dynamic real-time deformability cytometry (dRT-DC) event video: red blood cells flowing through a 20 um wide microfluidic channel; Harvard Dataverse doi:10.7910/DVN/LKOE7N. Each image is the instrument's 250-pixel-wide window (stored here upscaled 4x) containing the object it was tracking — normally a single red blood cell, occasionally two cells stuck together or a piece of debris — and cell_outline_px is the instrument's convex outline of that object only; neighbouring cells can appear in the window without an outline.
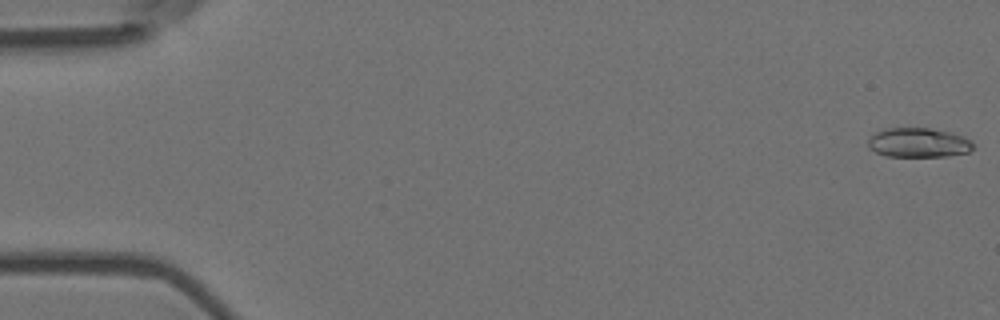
{"species": "Egyptian fruit bat (a non-hibernating species)", "species_latin": "Rousettus aegyptiacus", "temperature_condition": "room temperature", "stored_images_in_passage": 56, "camera_frame_rate_fps": 3000, "um_per_image_px": 0.085, "animal": {"sex": "female"}, "frame": {"image": 1, "passage_image": 1, "time_ms": 0.0, "image_size_px": [1000, 320], "cell_outline_px": [[972, 148], [968, 152], [948, 156], [888, 156], [876, 152], [868, 148], [868, 140], [876, 132], [884, 128], [928, 128], [952, 132], [964, 136], [972, 140]], "centroid_in_image_um": [78.08, 12.12], "position_along_channel_um": 6.9, "area_um2": 18.03}}
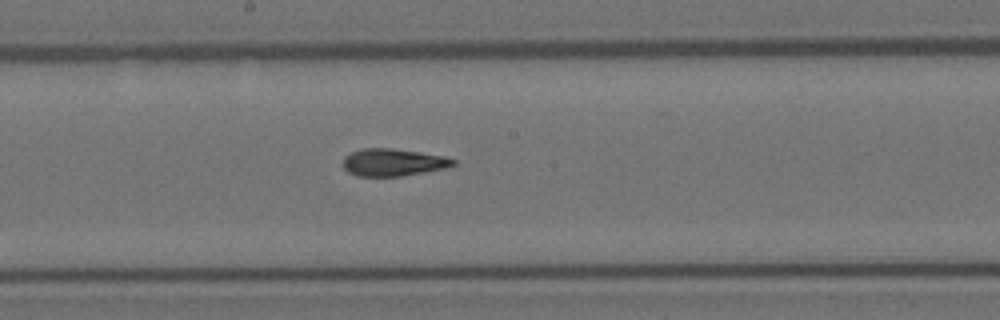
{"frame": {"image": 2, "passage_image": 30, "time_ms": 9.667, "image_size_px": [1000, 320], "cell_outline_px": [[456, 164], [444, 168], [400, 176], [356, 176], [348, 172], [344, 168], [344, 156], [352, 152], [364, 148], [392, 148], [444, 156], [456, 160]], "centroid_in_image_um": [33.39, 13.8], "position_along_channel_um": 214.8, "area_um2": 17.34}}
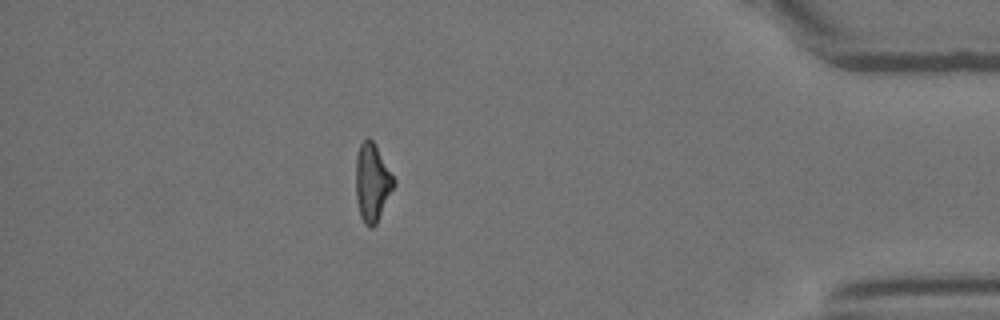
{"frame": {"image": 3, "passage_image": 49, "time_ms": 16.0, "image_size_px": [1000, 320], "cell_outline_px": [[396, 184], [376, 224], [372, 228], [368, 228], [364, 224], [360, 216], [356, 200], [356, 156], [360, 144], [368, 136], [372, 140], [396, 180]], "centroid_in_image_um": [31.64, 15.54], "position_along_channel_um": 403.6, "area_um2": 17.34}, "authors_computed_cell_mechanics": {"area_um2": 17.6868, "velocity_mm_per_s": 3.676, "shape_relaxation_time_tau1_ms": 9.1865, "shape_relaxation_time_tau2_ms": 2.7879, "deformation_change_tau1": 0.235, "deformation_change_tau2": 0.1074}}